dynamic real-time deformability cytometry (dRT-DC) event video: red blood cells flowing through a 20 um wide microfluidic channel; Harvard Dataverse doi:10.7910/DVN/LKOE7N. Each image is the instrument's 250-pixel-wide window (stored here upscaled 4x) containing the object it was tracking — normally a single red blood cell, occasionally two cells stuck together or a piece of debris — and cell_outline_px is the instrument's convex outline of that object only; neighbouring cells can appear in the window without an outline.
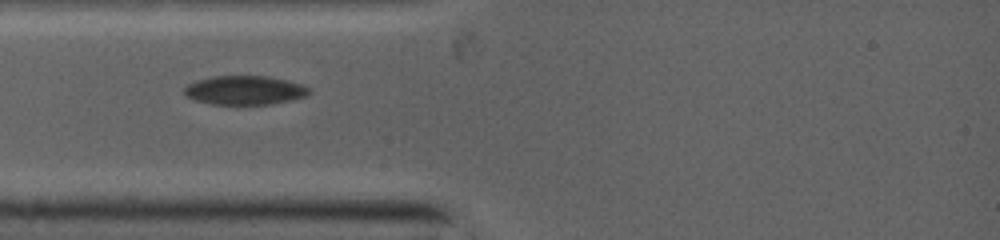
{"species": "common noctule bat (a hibernating species)", "species_latin": "Nyctalus noctula", "temperature_condition": "warm", "stored_images_in_passage": 32, "camera_frame_rate_fps": 5000, "um_per_image_px": 0.085, "animal": {"sex": "female", "body_mass_g": 19.0, "forearm_length_mm": 53.3}, "frame": {"image": 1, "passage_image": 1, "time_ms": 0.0, "image_size_px": [1000, 240], "cell_outline_px": [[308, 92], [304, 96], [292, 100], [268, 104], [212, 104], [196, 100], [188, 96], [184, 92], [184, 88], [188, 84], [200, 80], [216, 76], [264, 76], [284, 80], [300, 84], [308, 88]], "centroid_in_image_um": [20.78, 7.67], "position_along_channel_um": 64.2, "area_um2": 20.46}}
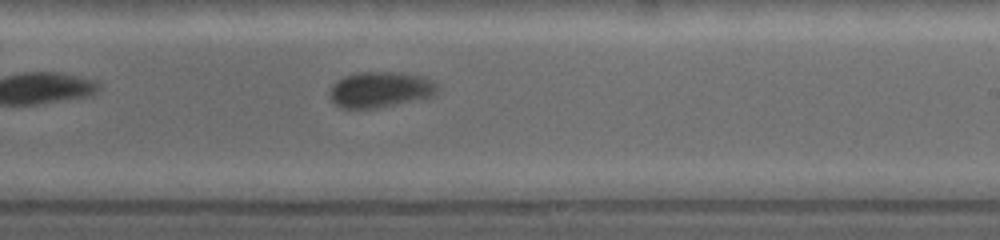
{"frame": {"image": 2, "passage_image": 15, "time_ms": 4.4, "image_size_px": [1000, 240], "cell_outline_px": [[436, 92], [428, 96], [372, 108], [340, 108], [332, 100], [332, 88], [340, 80], [348, 76], [364, 72], [392, 72], [416, 76], [436, 84]], "centroid_in_image_um": [32.26, 7.62], "position_along_channel_um": 256.7, "area_um2": 20.81}}
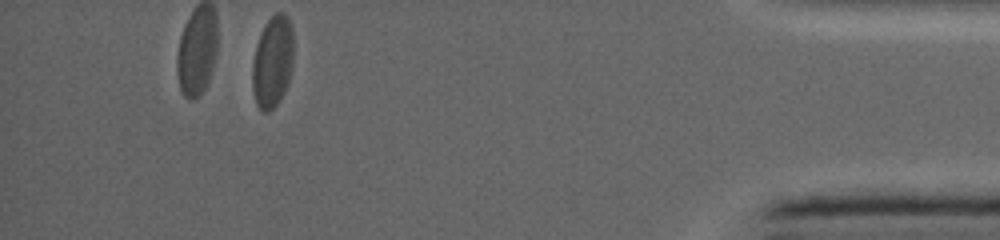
{"frame": {"image": 3, "passage_image": 32, "time_ms": 9.4, "image_size_px": [1000, 240], "cell_outline_px": [[292, 64], [288, 80], [284, 92], [276, 104], [268, 112], [264, 112], [256, 104], [252, 88], [252, 64], [256, 44], [268, 20], [276, 12], [284, 12], [288, 16], [292, 28]], "centroid_in_image_um": [23.15, 5.24], "position_along_channel_um": 412.0, "area_um2": 21.73}}